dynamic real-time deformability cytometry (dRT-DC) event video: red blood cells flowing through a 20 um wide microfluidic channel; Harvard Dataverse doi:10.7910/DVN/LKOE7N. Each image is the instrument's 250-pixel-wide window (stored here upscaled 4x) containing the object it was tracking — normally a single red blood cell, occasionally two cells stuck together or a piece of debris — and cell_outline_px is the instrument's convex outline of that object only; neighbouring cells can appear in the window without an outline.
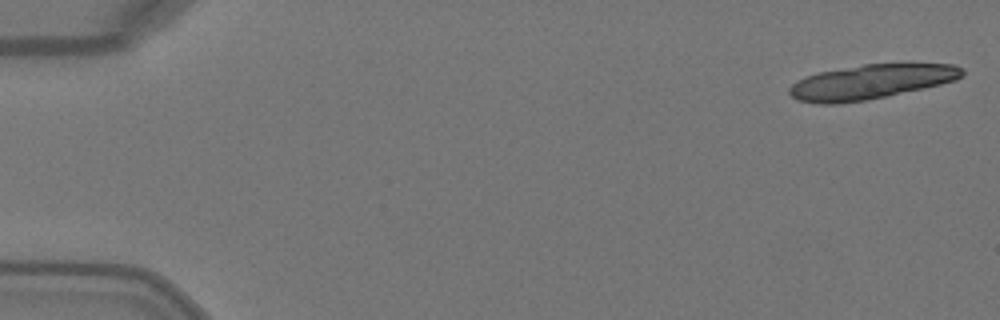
{"species": "Egyptian fruit bat (a non-hibernating species)", "species_latin": "Rousettus aegyptiacus", "temperature_condition": "warm", "stored_images_in_passage": 17, "camera_frame_rate_fps": 3000, "um_per_image_px": 0.085, "animal": {"sex": "female"}, "frame": {"image": 1, "passage_image": 1, "time_ms": 0.0, "image_size_px": [1000, 320], "cell_outline_px": [[964, 76], [956, 80], [924, 88], [888, 96], [840, 104], [816, 104], [796, 100], [788, 92], [788, 88], [796, 80], [804, 76], [820, 72], [864, 64], [956, 64], [964, 68]], "centroid_in_image_um": [74.01, 6.96], "position_along_channel_um": 11.0, "area_um2": 34.97}}